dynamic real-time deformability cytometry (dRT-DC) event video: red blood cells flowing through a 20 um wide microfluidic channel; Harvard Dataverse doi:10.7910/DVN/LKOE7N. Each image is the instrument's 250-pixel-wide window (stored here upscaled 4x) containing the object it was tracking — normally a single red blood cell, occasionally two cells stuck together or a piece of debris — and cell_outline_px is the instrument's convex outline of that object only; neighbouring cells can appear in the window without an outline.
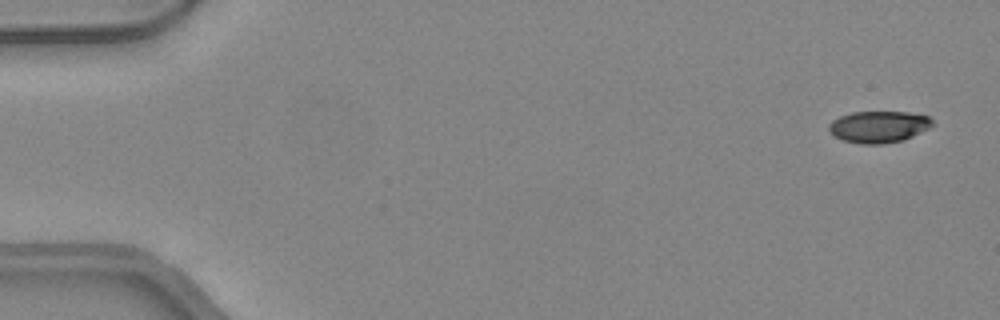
{"species": "common noctule bat (a hibernating species)", "species_latin": "Nyctalus noctula", "temperature_condition": "warm", "stored_images_in_passage": 49, "camera_frame_rate_fps": 3000, "um_per_image_px": 0.085, "animal": {"sex": "female", "body_mass_g": 24.6, "forearm_length_mm": 56.2}, "frame": {"image": 1, "passage_image": 3, "time_ms": 0.667, "image_size_px": [1000, 320], "cell_outline_px": [[936, 124], [904, 140], [884, 144], [860, 144], [844, 140], [836, 136], [828, 128], [828, 124], [832, 120], [840, 116], [852, 112], [908, 112], [928, 116]], "centroid_in_image_um": [74.7, 10.77], "position_along_channel_um": 10.3, "area_um2": 19.07}}
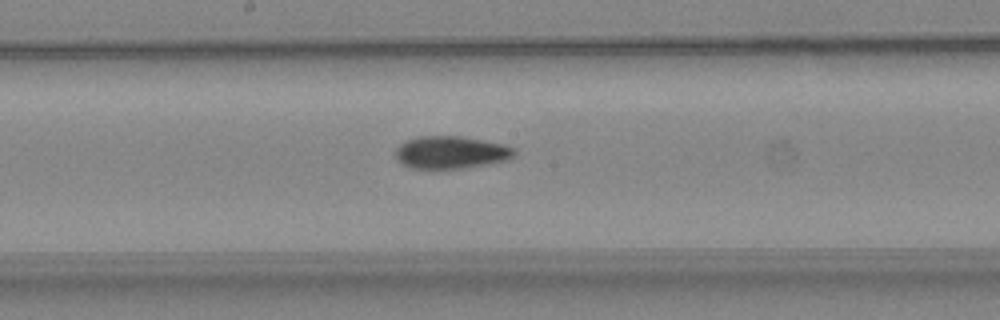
{"frame": {"image": 2, "passage_image": 27, "time_ms": 8.667, "image_size_px": [1000, 320], "cell_outline_px": [[516, 156], [508, 160], [488, 164], [464, 168], [412, 168], [404, 164], [396, 156], [396, 148], [404, 140], [416, 136], [460, 136], [484, 140], [504, 144], [516, 148]], "centroid_in_image_um": [38.39, 12.94], "position_along_channel_um": 209.8, "area_um2": 22.66}}
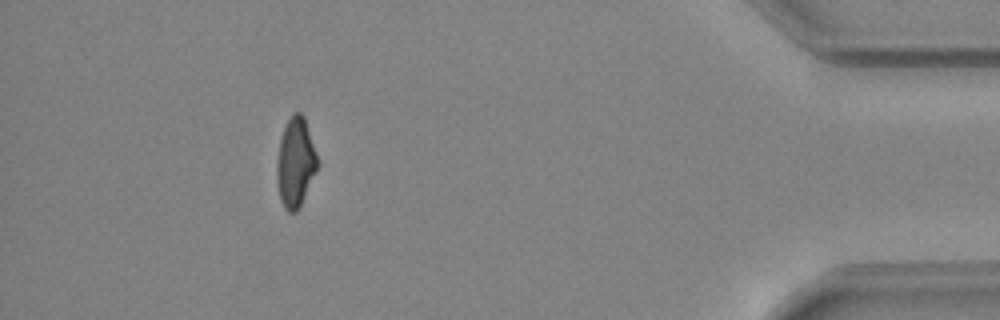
{"frame": {"image": 3, "passage_image": 45, "time_ms": 14.667, "image_size_px": [1000, 320], "cell_outline_px": [[320, 164], [300, 208], [296, 212], [288, 212], [284, 208], [280, 200], [276, 180], [276, 164], [280, 140], [284, 128], [292, 112], [300, 112], [304, 116]], "centroid_in_image_um": [25.12, 13.85], "position_along_channel_um": 410.1, "area_um2": 21.5}, "authors_computed_cell_mechanics": {"area_um2": 21.5016, "velocity_mm_per_s": 4.28, "shape_relaxation_time_tau1_ms": 5.901, "shape_relaxation_time_tau2_ms": 3.5801, "deformation_change_tau1": 0.1832, "deformation_change_tau2": 0.1055}}